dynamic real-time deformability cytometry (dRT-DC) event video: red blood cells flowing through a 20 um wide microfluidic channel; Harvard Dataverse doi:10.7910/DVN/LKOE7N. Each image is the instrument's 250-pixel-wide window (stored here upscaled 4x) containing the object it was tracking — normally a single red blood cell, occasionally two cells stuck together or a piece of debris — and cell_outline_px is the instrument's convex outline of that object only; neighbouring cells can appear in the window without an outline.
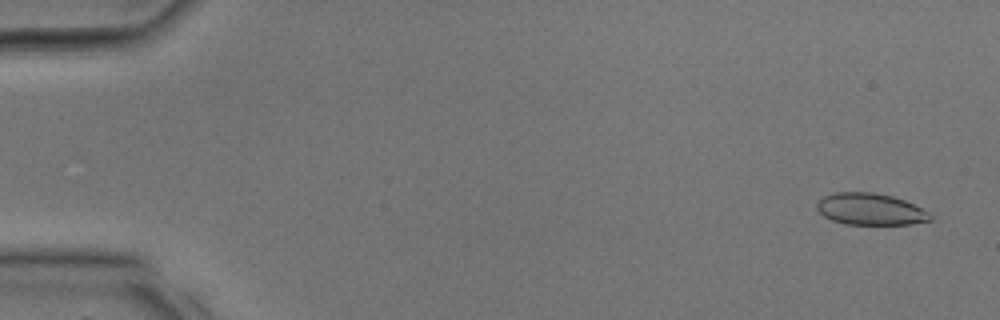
{"species": "common noctule bat (a hibernating species)", "species_latin": "Nyctalus noctula", "temperature_condition": "room temperature", "stored_images_in_passage": 33, "camera_frame_rate_fps": 3000, "um_per_image_px": 0.085, "animal": {"sex": "male", "body_mass_g": 17.9, "forearm_length_mm": 54.2}, "frame": {"image": 1, "passage_image": 2, "time_ms": 0.333, "image_size_px": [1000, 320], "cell_outline_px": [[932, 220], [912, 224], [844, 224], [832, 220], [824, 216], [816, 208], [816, 204], [824, 196], [836, 192], [872, 192], [892, 196], [904, 200], [928, 212], [932, 216]], "centroid_in_image_um": [73.97, 17.78], "position_along_channel_um": 11.0, "area_um2": 20.81}}
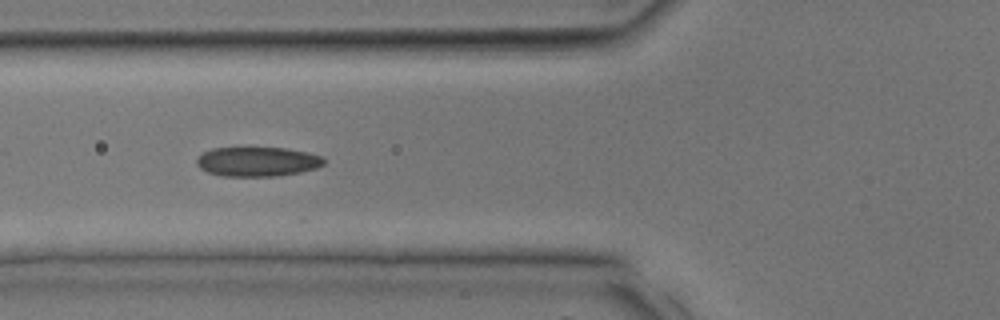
{"frame": {"image": 2, "passage_image": 13, "time_ms": 4.0, "image_size_px": [1000, 320], "cell_outline_px": [[324, 164], [316, 168], [300, 172], [276, 176], [220, 176], [208, 172], [200, 168], [196, 164], [196, 160], [204, 152], [212, 148], [252, 144], [288, 148], [308, 152], [324, 156]], "centroid_in_image_um": [21.87, 13.68], "position_along_channel_um": 103.9, "area_um2": 23.0}}
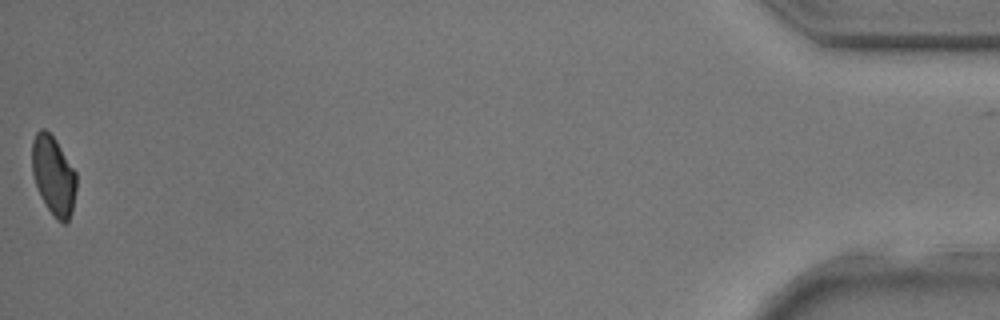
{"frame": {"image": 3, "passage_image": 33, "time_ms": 10.667, "image_size_px": [1000, 320], "cell_outline_px": [[76, 188], [72, 212], [68, 220], [64, 224], [56, 220], [48, 208], [36, 184], [32, 172], [32, 140], [36, 132], [40, 128], [44, 128], [56, 140], [76, 172]], "centroid_in_image_um": [4.55, 14.9], "position_along_channel_um": 430.6, "area_um2": 20.23}}